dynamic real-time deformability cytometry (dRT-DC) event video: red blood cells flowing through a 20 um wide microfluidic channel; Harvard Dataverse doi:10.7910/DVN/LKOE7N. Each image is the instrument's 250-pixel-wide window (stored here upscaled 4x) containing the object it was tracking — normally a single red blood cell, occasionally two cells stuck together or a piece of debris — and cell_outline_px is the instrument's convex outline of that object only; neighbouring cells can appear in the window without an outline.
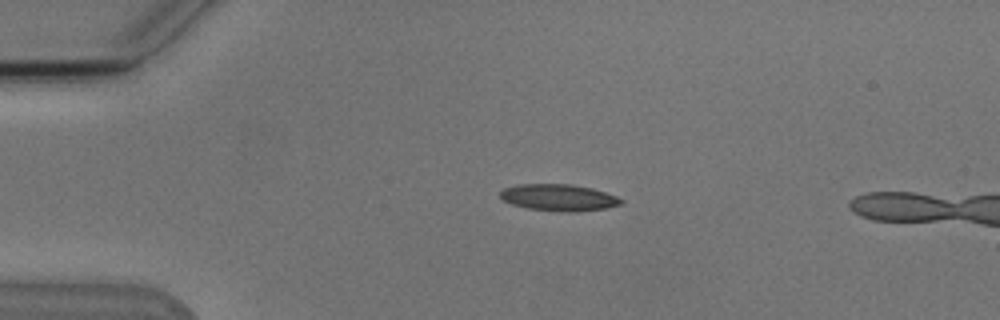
{"species": "Egyptian fruit bat (a non-hibernating species)", "species_latin": "Rousettus aegyptiacus", "temperature_condition": "cold", "stored_images_in_passage": 4, "camera_frame_rate_fps": 3000, "um_per_image_px": 0.085, "animal": {"sex": "male"}, "frame": {"image": 1, "passage_image": 2, "time_ms": 1.333, "image_size_px": [1000, 320], "cell_outline_px": [[624, 200], [620, 204], [604, 208], [572, 212], [560, 212], [528, 208], [512, 204], [504, 200], [500, 196], [500, 192], [504, 188], [516, 184], [572, 184], [592, 188], [616, 196]], "centroid_in_image_um": [47.47, 16.78], "position_along_channel_um": 37.5, "area_um2": 18.67}}